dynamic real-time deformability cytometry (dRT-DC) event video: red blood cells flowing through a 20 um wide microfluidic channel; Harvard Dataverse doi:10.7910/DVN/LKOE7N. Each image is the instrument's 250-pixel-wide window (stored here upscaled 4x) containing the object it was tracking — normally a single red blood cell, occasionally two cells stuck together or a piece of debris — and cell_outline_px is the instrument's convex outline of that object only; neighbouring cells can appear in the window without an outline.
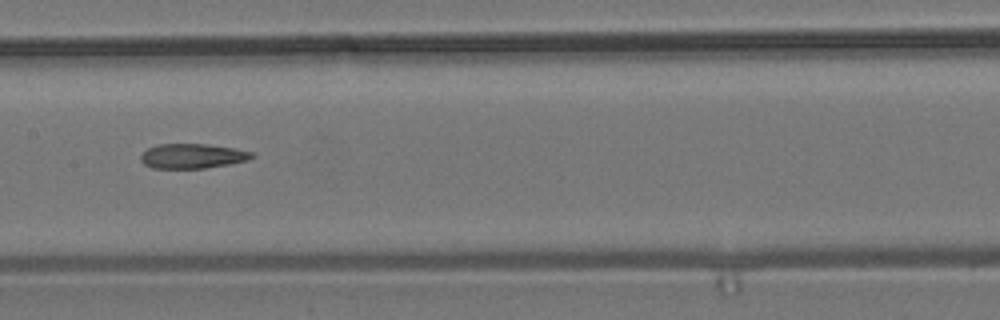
{"species": "common noctule bat (a hibernating species)", "species_latin": "Nyctalus noctula", "temperature_condition": "room temperature", "stored_images_in_passage": 9, "camera_frame_rate_fps": 3000, "um_per_image_px": 0.085, "animal": {"sex": "male", "body_mass_g": 19.2, "forearm_length_mm": 51.8}, "frame": {"image": 1, "passage_image": 6, "time_ms": 6.667, "image_size_px": [1000, 320], "cell_outline_px": [[256, 156], [248, 160], [228, 164], [204, 168], [152, 168], [144, 164], [140, 160], [140, 156], [148, 148], [156, 144], [208, 144], [236, 148], [252, 152]], "centroid_in_image_um": [16.36, 13.26], "position_along_channel_um": 191.0, "area_um2": 16.07}}
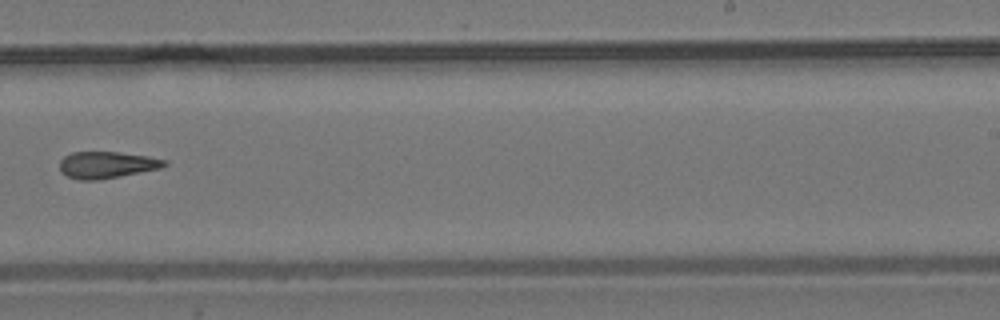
{"frame": {"image": 2, "passage_image": 8, "time_ms": 9.0, "image_size_px": [1000, 320], "cell_outline_px": [[168, 164], [160, 168], [120, 176], [96, 180], [80, 180], [68, 176], [60, 172], [60, 160], [64, 156], [72, 152], [120, 152], [148, 156], [168, 160]], "centroid_in_image_um": [9.08, 14.0], "position_along_channel_um": 279.9, "area_um2": 16.3}}
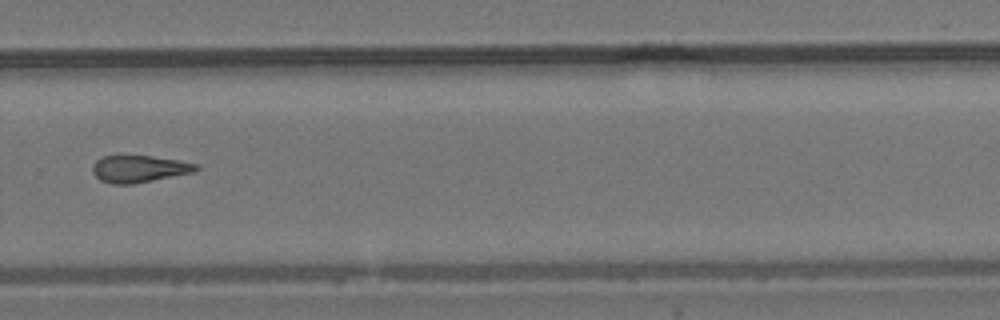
{"frame": {"image": 3, "passage_image": 9, "time_ms": 10.0, "image_size_px": [1000, 320], "cell_outline_px": [[200, 168], [192, 172], [132, 184], [112, 184], [100, 180], [92, 172], [92, 164], [96, 160], [104, 156], [152, 156], [180, 160], [200, 164]], "centroid_in_image_um": [11.82, 14.34], "position_along_channel_um": 318.0, "area_um2": 16.24}}